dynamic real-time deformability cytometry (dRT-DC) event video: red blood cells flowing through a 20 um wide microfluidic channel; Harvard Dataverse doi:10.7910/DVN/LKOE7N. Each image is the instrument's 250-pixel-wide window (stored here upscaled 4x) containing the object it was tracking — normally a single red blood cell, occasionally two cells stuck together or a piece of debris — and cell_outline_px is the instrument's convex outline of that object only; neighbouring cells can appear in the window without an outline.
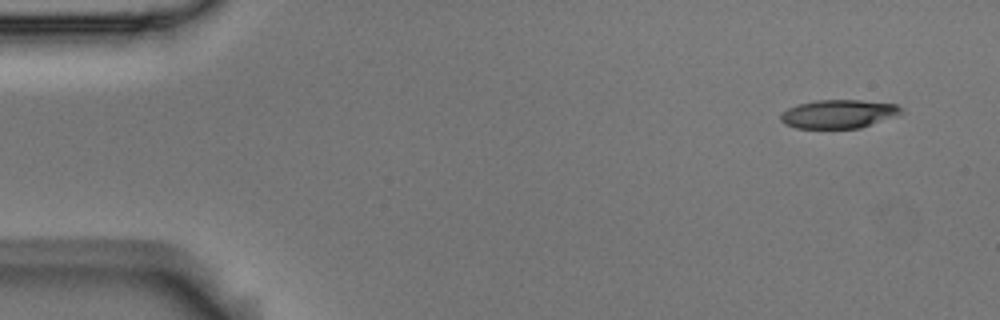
{"species": "Egyptian fruit bat (a non-hibernating species)", "species_latin": "Rousettus aegyptiacus", "temperature_condition": "room temperature", "stored_images_in_passage": 5, "camera_frame_rate_fps": 3000, "um_per_image_px": 0.085, "animal": {"sex": "male"}, "frame": {"image": 1, "passage_image": 1, "time_ms": 0.0, "image_size_px": [1000, 320], "cell_outline_px": [[904, 112], [900, 116], [860, 128], [796, 128], [784, 124], [780, 120], [780, 116], [788, 108], [796, 104], [816, 100], [860, 100], [896, 104], [904, 108]], "centroid_in_image_um": [71.34, 9.69], "position_along_channel_um": 13.7, "area_um2": 20.4}}
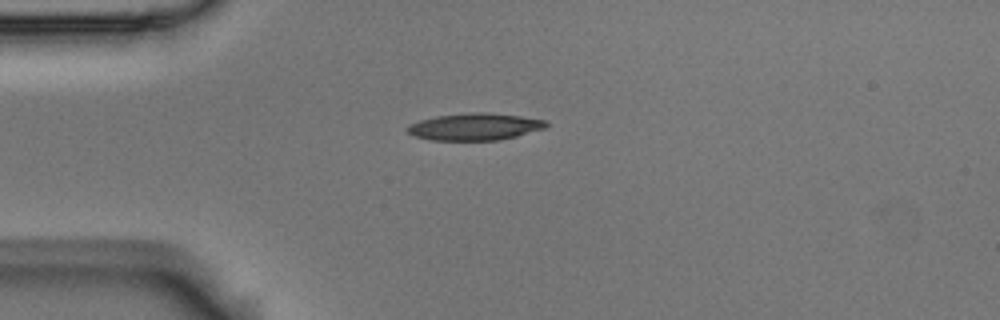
{"frame": {"image": 2, "passage_image": 4, "time_ms": 1.0, "image_size_px": [1000, 320], "cell_outline_px": [[548, 124], [544, 128], [516, 136], [500, 140], [432, 140], [416, 136], [408, 132], [408, 124], [420, 120], [436, 116], [472, 112], [484, 112], [520, 116], [548, 120]], "centroid_in_image_um": [40.37, 10.76], "position_along_channel_um": 44.6, "area_um2": 21.68}}
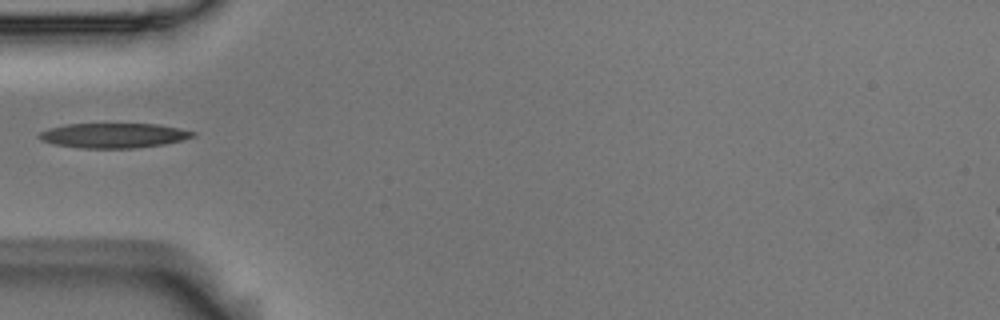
{"frame": {"image": 3, "passage_image": 5, "time_ms": 1.333, "image_size_px": [1000, 320], "cell_outline_px": [[196, 136], [164, 144], [132, 148], [84, 148], [56, 144], [40, 140], [36, 136], [40, 132], [48, 128], [64, 124], [156, 124], [196, 132]], "centroid_in_image_um": [9.61, 11.51], "position_along_channel_um": 75.4, "area_um2": 22.02}}